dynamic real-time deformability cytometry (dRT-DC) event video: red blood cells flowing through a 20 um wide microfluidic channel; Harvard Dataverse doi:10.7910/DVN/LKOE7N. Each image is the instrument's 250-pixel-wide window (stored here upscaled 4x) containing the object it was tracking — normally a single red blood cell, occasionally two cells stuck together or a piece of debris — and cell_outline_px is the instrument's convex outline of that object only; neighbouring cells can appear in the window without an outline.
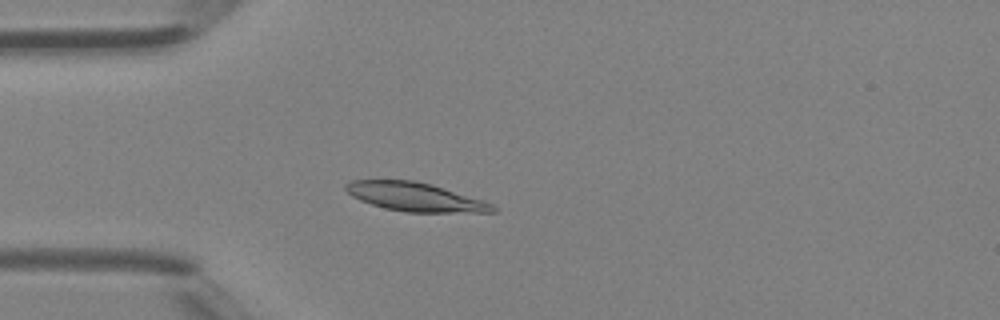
{"species": "Egyptian fruit bat (a non-hibernating species)", "species_latin": "Rousettus aegyptiacus", "temperature_condition": "room temperature", "stored_images_in_passage": 35, "camera_frame_rate_fps": 3000, "um_per_image_px": 0.085, "animal": {"sex": "female"}, "frame": {"image": 1, "passage_image": 1, "time_ms": 0.0, "image_size_px": [1000, 320], "cell_outline_px": [[496, 212], [408, 212], [384, 208], [360, 200], [352, 196], [344, 188], [344, 184], [352, 180], [416, 180], [432, 184], [492, 204], [496, 208]], "centroid_in_image_um": [35.24, 16.73], "position_along_channel_um": 49.8, "area_um2": 24.28}}
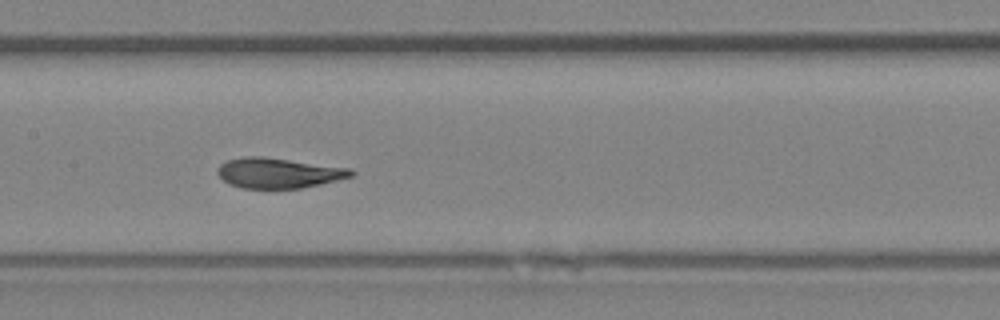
{"frame": {"image": 2, "passage_image": 11, "time_ms": 3.333, "image_size_px": [1000, 320], "cell_outline_px": [[356, 172], [352, 176], [320, 184], [300, 188], [240, 188], [228, 184], [216, 172], [216, 168], [220, 164], [228, 160], [244, 156], [264, 156], [352, 168]], "centroid_in_image_um": [23.66, 14.69], "position_along_channel_um": 183.7, "area_um2": 23.7}}
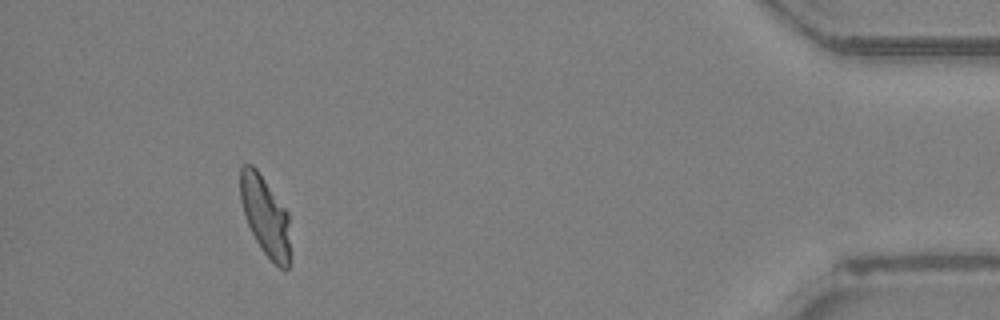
{"frame": {"image": 3, "passage_image": 31, "time_ms": 10.0, "image_size_px": [1000, 320], "cell_outline_px": [[288, 268], [280, 268], [260, 248], [244, 216], [240, 200], [240, 168], [244, 164], [252, 164], [256, 168], [288, 212]], "centroid_in_image_um": [22.5, 18.29], "position_along_channel_um": 412.7, "area_um2": 22.6}, "authors_computed_cell_mechanics": {"area_um2": 23.8714, "velocity_mm_per_s": 4.3808, "shape_relaxation_time_tau1_ms": 4.6738, "shape_relaxation_time_tau2_ms": 0.665, "deformation_change_tau1": 0.159, "deformation_change_tau2": 0.0586}}